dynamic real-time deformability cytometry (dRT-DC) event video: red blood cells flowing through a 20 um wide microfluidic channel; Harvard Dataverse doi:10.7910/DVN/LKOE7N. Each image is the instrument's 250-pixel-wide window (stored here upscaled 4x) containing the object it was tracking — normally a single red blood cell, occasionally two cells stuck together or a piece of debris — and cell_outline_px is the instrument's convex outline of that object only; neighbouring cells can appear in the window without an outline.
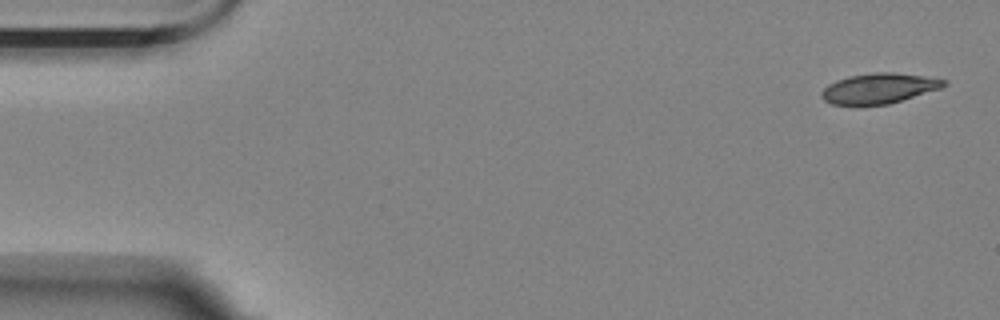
{"species": "Egyptian fruit bat (a non-hibernating species)", "species_latin": "Rousettus aegyptiacus", "temperature_condition": "room temperature", "stored_images_in_passage": 5, "camera_frame_rate_fps": 3000, "um_per_image_px": 0.085, "animal": {"sex": "female"}, "frame": {"image": 1, "passage_image": 1, "time_ms": 0.0, "image_size_px": [1000, 320], "cell_outline_px": [[948, 84], [940, 88], [888, 104], [832, 104], [824, 100], [820, 96], [820, 92], [828, 84], [836, 80], [848, 76], [876, 72], [892, 72], [948, 80]], "centroid_in_image_um": [74.68, 7.5], "position_along_channel_um": 10.3, "area_um2": 21.21}}